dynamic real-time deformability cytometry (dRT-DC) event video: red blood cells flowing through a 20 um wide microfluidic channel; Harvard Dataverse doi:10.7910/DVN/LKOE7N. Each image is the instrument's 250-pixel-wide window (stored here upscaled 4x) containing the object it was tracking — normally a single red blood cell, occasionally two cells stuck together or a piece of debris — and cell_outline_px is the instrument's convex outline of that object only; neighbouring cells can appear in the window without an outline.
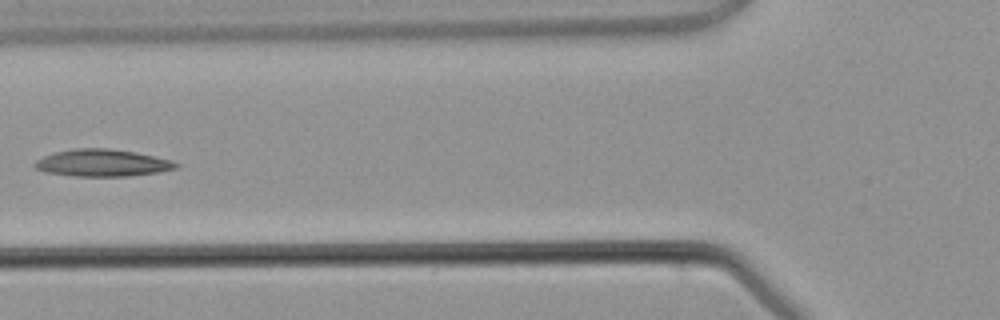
{"species": "common noctule bat (a hibernating species)", "species_latin": "Nyctalus noctula", "temperature_condition": "warm", "stored_images_in_passage": 4, "camera_frame_rate_fps": 3000, "um_per_image_px": 0.085, "animal": {"sex": "male", "body_mass_g": 21.5, "forearm_length_mm": 52.0}, "frame": {"image": 1, "passage_image": 4, "time_ms": 3.667, "image_size_px": [1000, 320], "cell_outline_px": [[180, 168], [160, 172], [128, 176], [72, 176], [44, 172], [36, 168], [32, 164], [36, 160], [44, 156], [56, 152], [76, 148], [108, 148], [136, 152], [172, 160], [180, 164]], "centroid_in_image_um": [8.73, 13.85], "position_along_channel_um": 117.1, "area_um2": 22.48}}